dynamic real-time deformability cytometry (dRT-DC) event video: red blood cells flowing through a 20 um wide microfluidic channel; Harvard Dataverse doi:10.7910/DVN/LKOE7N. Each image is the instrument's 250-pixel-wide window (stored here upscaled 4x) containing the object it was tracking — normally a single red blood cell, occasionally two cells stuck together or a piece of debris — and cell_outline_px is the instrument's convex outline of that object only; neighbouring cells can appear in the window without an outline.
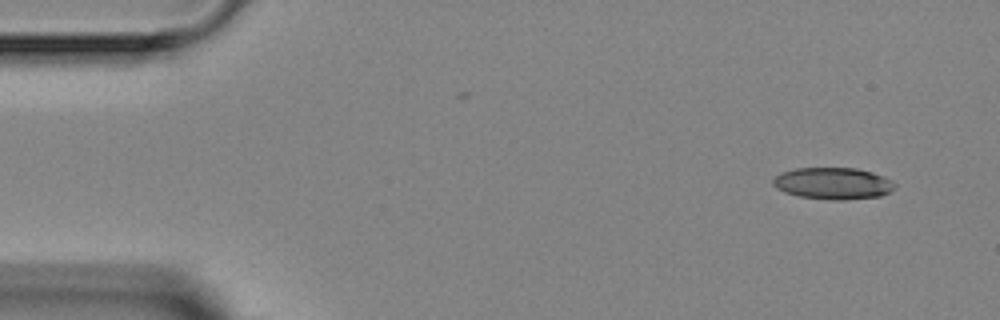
{"species": "Egyptian fruit bat (a non-hibernating species)", "species_latin": "Rousettus aegyptiacus", "temperature_condition": "room temperature", "stored_images_in_passage": 2, "camera_frame_rate_fps": 3000, "um_per_image_px": 0.085, "animal": {"sex": "female"}, "frame": {"image": 1, "passage_image": 2, "time_ms": 1.333, "image_size_px": [1000, 320], "cell_outline_px": [[896, 188], [880, 196], [844, 200], [832, 200], [800, 196], [784, 192], [776, 188], [772, 184], [772, 180], [780, 172], [796, 168], [856, 168], [872, 172], [884, 176], [892, 180], [896, 184]], "centroid_in_image_um": [70.81, 15.58], "position_along_channel_um": 14.2, "area_um2": 22.66}}